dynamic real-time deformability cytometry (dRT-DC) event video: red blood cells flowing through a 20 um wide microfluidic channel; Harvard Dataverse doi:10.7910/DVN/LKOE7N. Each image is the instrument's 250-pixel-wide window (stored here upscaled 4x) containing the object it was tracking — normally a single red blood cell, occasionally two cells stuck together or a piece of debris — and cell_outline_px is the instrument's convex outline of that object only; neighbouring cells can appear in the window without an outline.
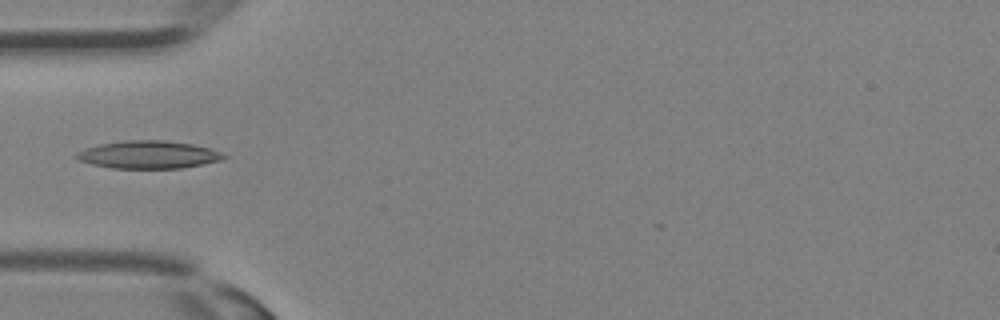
{"species": "Egyptian fruit bat (a non-hibernating species)", "species_latin": "Rousettus aegyptiacus", "temperature_condition": "room temperature", "stored_images_in_passage": 31, "camera_frame_rate_fps": 3000, "um_per_image_px": 0.085, "animal": {"sex": "female"}, "frame": {"image": 1, "passage_image": 11, "time_ms": 3.333, "image_size_px": [1000, 320], "cell_outline_px": [[228, 156], [220, 160], [204, 164], [184, 168], [112, 168], [92, 164], [80, 160], [76, 156], [76, 152], [100, 144], [124, 140], [164, 140], [192, 144], [208, 148], [220, 152]], "centroid_in_image_um": [12.64, 13.15], "position_along_channel_um": 72.4, "area_um2": 23.58}}
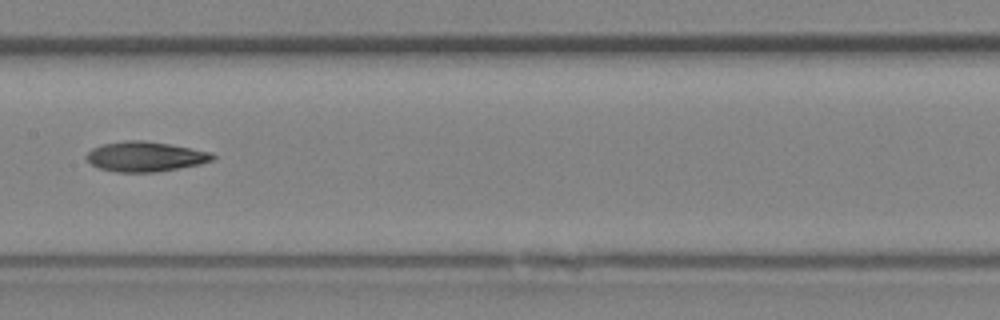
{"frame": {"image": 2, "passage_image": 17, "time_ms": 5.333, "image_size_px": [1000, 320], "cell_outline_px": [[216, 156], [212, 160], [200, 164], [156, 172], [116, 172], [100, 168], [92, 164], [84, 156], [92, 148], [100, 144], [128, 140], [144, 140], [168, 144], [212, 152]], "centroid_in_image_um": [12.33, 13.3], "position_along_channel_um": 195.1, "area_um2": 21.96}}
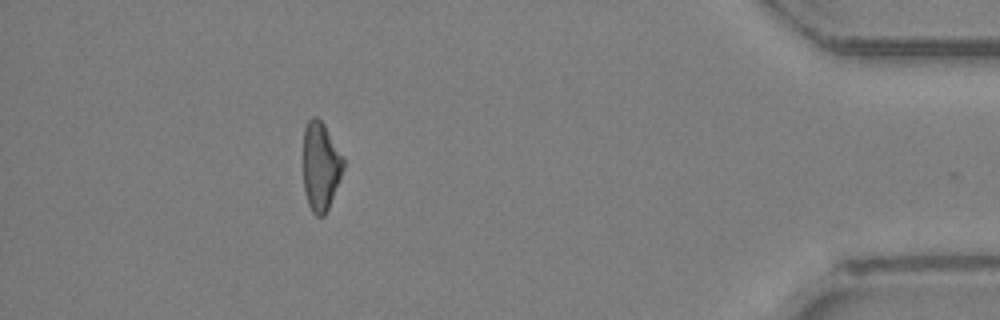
{"frame": {"image": 3, "passage_image": 30, "time_ms": 9.667, "image_size_px": [1000, 320], "cell_outline_px": [[344, 168], [328, 208], [324, 216], [316, 216], [312, 212], [308, 204], [304, 188], [304, 128], [308, 120], [312, 116], [316, 116], [324, 124], [344, 156]], "centroid_in_image_um": [27.26, 14.11], "position_along_channel_um": 407.9, "area_um2": 20.69}}